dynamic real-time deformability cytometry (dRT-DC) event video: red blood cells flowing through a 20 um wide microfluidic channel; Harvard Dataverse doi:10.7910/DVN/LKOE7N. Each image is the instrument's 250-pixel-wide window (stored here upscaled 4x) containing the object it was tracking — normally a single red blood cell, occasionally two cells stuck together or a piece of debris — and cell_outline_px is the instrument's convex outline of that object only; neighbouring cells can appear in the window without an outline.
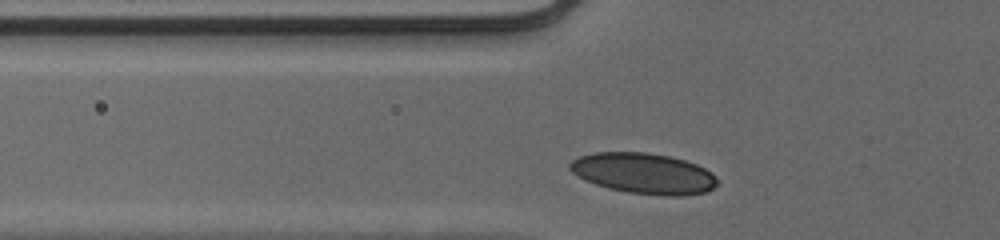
{"species": "human", "species_latin": "Homo sapiens", "temperature_condition": "cold", "stored_images_in_passage": 30, "camera_frame_rate_fps": 3000, "um_per_image_px": 0.085, "donor": {"sex": "male"}, "frame": {"image": 1, "passage_image": 4, "time_ms": 1.0, "image_size_px": [1000, 240], "cell_outline_px": [[720, 184], [704, 192], [684, 196], [664, 196], [628, 192], [608, 188], [584, 180], [572, 172], [568, 168], [568, 164], [572, 160], [580, 156], [596, 152], [648, 152], [668, 156], [684, 160], [696, 164], [712, 172], [720, 180]], "centroid_in_image_um": [54.73, 14.74], "position_along_channel_um": 71.1, "area_um2": 35.2}}
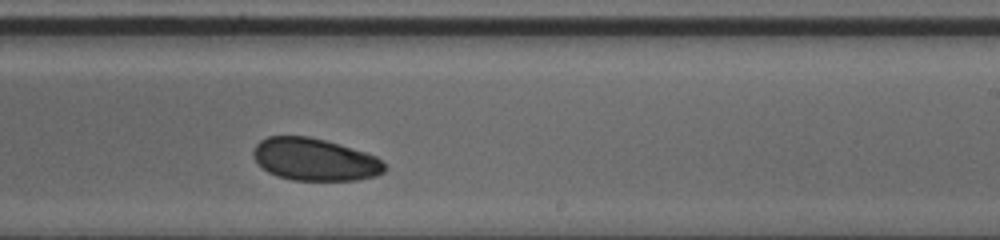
{"frame": {"image": 2, "passage_image": 19, "time_ms": 6.0, "image_size_px": [1000, 240], "cell_outline_px": [[388, 168], [384, 172], [376, 176], [356, 180], [292, 180], [276, 176], [268, 172], [252, 156], [252, 152], [256, 144], [260, 140], [268, 136], [308, 136], [324, 140], [364, 152], [376, 156]], "centroid_in_image_um": [26.74, 13.56], "position_along_channel_um": 262.3, "area_um2": 32.31}}
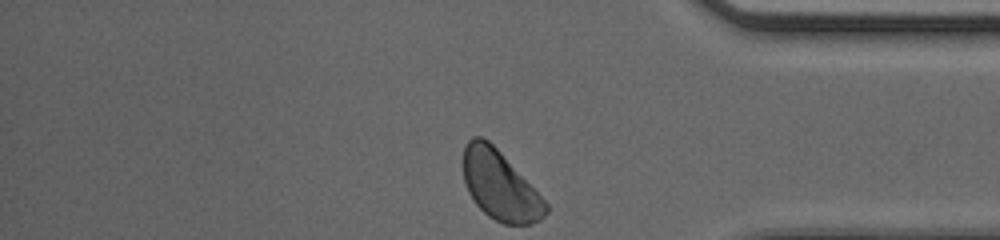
{"frame": {"image": 3, "passage_image": 30, "time_ms": 9.667, "image_size_px": [1000, 240], "cell_outline_px": [[548, 212], [540, 220], [528, 224], [504, 224], [488, 216], [472, 200], [468, 192], [464, 180], [464, 148], [468, 140], [472, 136], [480, 136], [488, 140], [500, 152], [548, 204]], "centroid_in_image_um": [42.48, 15.78], "position_along_channel_um": 392.7, "area_um2": 32.71}, "authors_computed_cell_mechanics": {"area_um2": 33.3795, "velocity_mm_per_s": 3.8797, "shape_relaxation_time_tau1_ms": 3.8689, "shape_relaxation_time_tau2_ms": 8.9879, "deformation_change_tau1": 0.0693, "deformation_change_tau2": 0.1006}}